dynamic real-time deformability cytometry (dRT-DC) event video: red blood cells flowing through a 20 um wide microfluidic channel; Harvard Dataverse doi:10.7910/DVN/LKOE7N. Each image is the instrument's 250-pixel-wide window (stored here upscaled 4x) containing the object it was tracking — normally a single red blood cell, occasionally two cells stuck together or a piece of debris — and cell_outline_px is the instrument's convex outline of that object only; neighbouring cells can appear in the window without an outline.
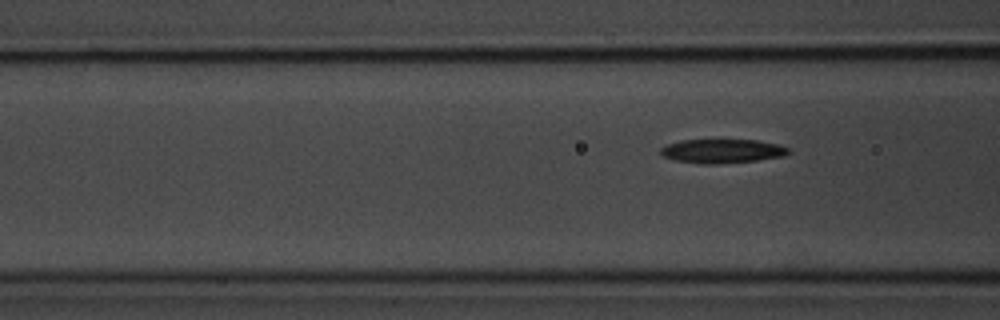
{"species": "common noctule bat (a hibernating species)", "species_latin": "Nyctalus noctula", "temperature_condition": "room temperature", "stored_images_in_passage": 8, "camera_frame_rate_fps": 3000, "um_per_image_px": 0.085, "animal": {"sex": "male", "body_mass_g": 20.1, "forearm_length_mm": 53.5}, "frame": {"image": 1, "passage_image": 7, "time_ms": 7.667, "image_size_px": [1000, 320], "cell_outline_px": [[792, 152], [784, 156], [756, 160], [712, 164], [704, 164], [676, 160], [664, 156], [660, 152], [660, 148], [668, 144], [680, 140], [756, 140], [780, 144], [788, 148]], "centroid_in_image_um": [61.42, 12.83], "position_along_channel_um": 105.2, "area_um2": 17.74}}
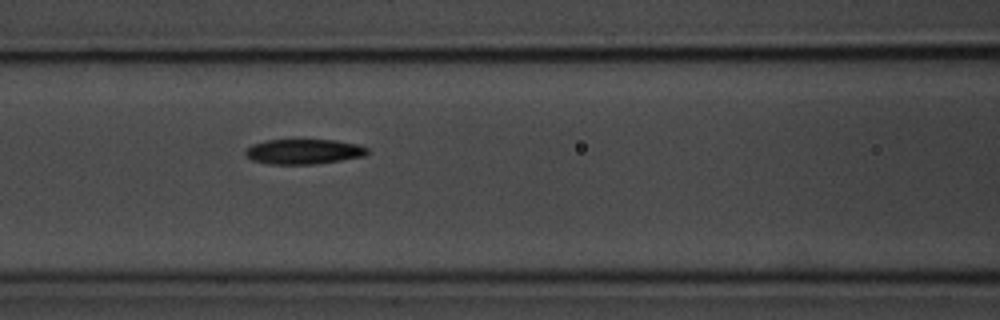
{"frame": {"image": 2, "passage_image": 8, "time_ms": 8.667, "image_size_px": [1000, 320], "cell_outline_px": [[368, 152], [364, 156], [316, 164], [268, 164], [252, 160], [244, 152], [252, 144], [264, 140], [336, 140], [360, 144], [368, 148]], "centroid_in_image_um": [25.83, 12.88], "position_along_channel_um": 140.8, "area_um2": 17.8}}